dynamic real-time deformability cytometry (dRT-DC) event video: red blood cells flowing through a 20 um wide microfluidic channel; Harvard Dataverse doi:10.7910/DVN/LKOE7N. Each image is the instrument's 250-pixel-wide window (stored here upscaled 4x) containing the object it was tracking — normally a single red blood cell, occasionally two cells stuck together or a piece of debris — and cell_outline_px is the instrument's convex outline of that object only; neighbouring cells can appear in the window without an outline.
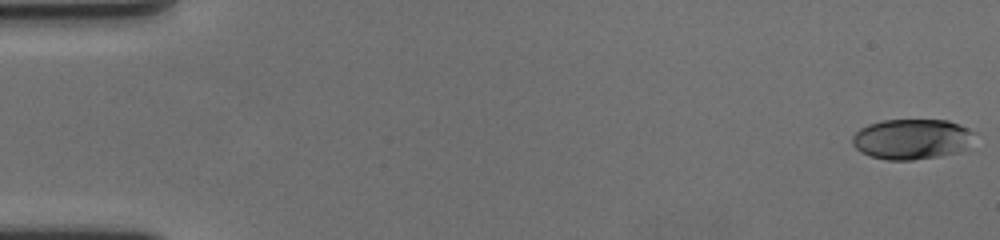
{"species": "human", "species_latin": "Homo sapiens", "temperature_condition": "cold", "stored_images_in_passage": 59, "camera_frame_rate_fps": 3000, "um_per_image_px": 0.085, "donor": {"sex": "female"}, "frame": {"image": 1, "passage_image": 1, "time_ms": 0.0, "image_size_px": [1000, 240], "cell_outline_px": [[976, 132], [968, 148], [960, 152], [940, 156], [912, 160], [888, 160], [872, 156], [860, 152], [852, 144], [852, 136], [860, 128], [868, 124], [880, 120], [948, 120], [968, 128]], "centroid_in_image_um": [77.52, 11.82], "position_along_channel_um": 7.5, "area_um2": 29.02}}
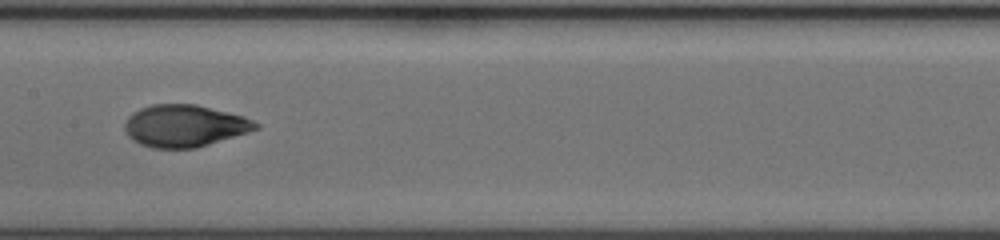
{"frame": {"image": 2, "passage_image": 31, "time_ms": 10.0, "image_size_px": [1000, 240], "cell_outline_px": [[260, 128], [248, 132], [196, 148], [152, 148], [140, 144], [132, 140], [128, 136], [124, 128], [124, 124], [128, 116], [132, 112], [140, 108], [152, 104], [196, 104], [244, 116], [260, 124]], "centroid_in_image_um": [15.67, 10.69], "position_along_channel_um": 191.7, "area_um2": 32.19}}
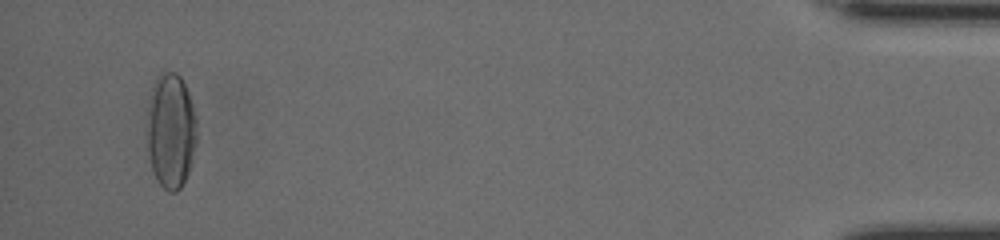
{"frame": {"image": 3, "passage_image": 57, "time_ms": 18.667, "image_size_px": [1000, 240], "cell_outline_px": [[196, 144], [188, 172], [180, 188], [176, 192], [168, 192], [156, 180], [152, 168], [148, 152], [148, 112], [152, 88], [160, 72], [176, 72], [180, 76], [188, 92], [192, 104], [196, 120]], "centroid_in_image_um": [14.53, 11.13], "position_along_channel_um": 420.7, "area_um2": 33.0}, "authors_computed_cell_mechanics": {"area_um2": 31.3854, "velocity_mm_per_s": 3.5487, "shape_relaxation_time_tau1_ms": 5.1856, "shape_relaxation_time_tau2_ms": 1.2363, "deformation_change_tau1": 0.2145, "deformation_change_tau2": 0.0563}}